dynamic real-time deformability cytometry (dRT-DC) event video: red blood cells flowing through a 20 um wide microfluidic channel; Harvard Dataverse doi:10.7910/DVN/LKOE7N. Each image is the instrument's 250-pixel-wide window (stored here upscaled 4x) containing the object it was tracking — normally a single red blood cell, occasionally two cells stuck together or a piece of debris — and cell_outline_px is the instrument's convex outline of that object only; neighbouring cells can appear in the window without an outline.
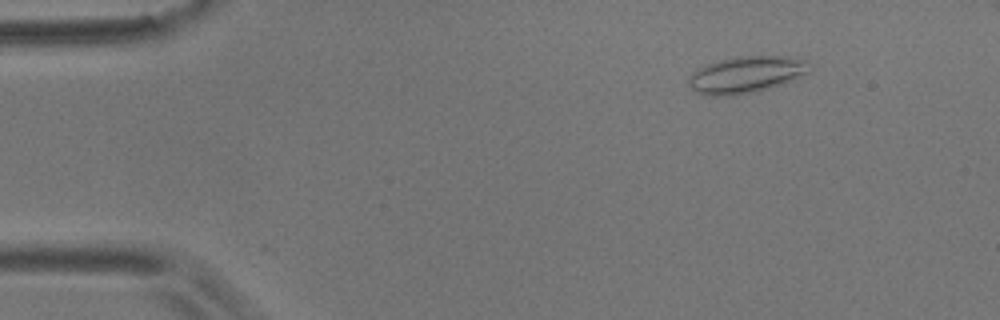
{"species": "common noctule bat (a hibernating species)", "species_latin": "Nyctalus noctula", "temperature_condition": "room temperature", "stored_images_in_passage": 33, "camera_frame_rate_fps": 3000, "um_per_image_px": 0.085, "animal": {"sex": "male", "body_mass_g": 17.9}, "frame": {"image": 1, "passage_image": 3, "time_ms": 0.667, "image_size_px": [1000, 320], "cell_outline_px": [[812, 68], [808, 72], [776, 84], [752, 92], [736, 96], [704, 96], [688, 88], [688, 80], [692, 72], [696, 68], [704, 64], [736, 56], [780, 56], [808, 60]], "centroid_in_image_um": [63.3, 6.34], "position_along_channel_um": 21.7, "area_um2": 25.72}}
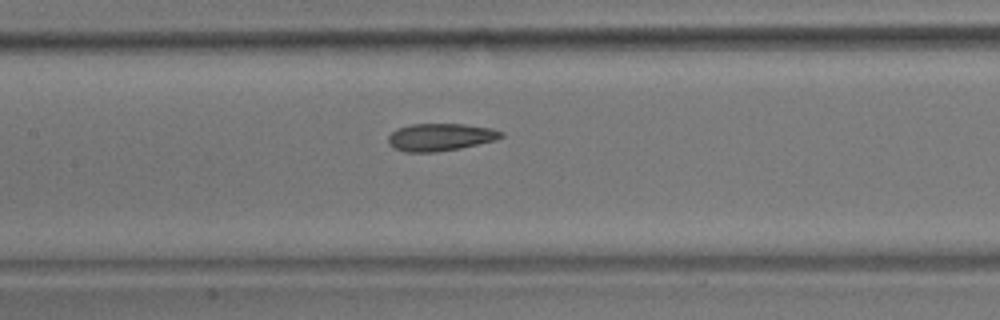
{"frame": {"image": 2, "passage_image": 22, "time_ms": 7.0, "image_size_px": [1000, 320], "cell_outline_px": [[504, 136], [496, 140], [460, 148], [436, 152], [404, 152], [392, 148], [388, 144], [388, 136], [396, 128], [412, 124], [464, 124], [492, 128], [504, 132]], "centroid_in_image_um": [37.41, 11.66], "position_along_channel_um": 170.0, "area_um2": 18.26}}
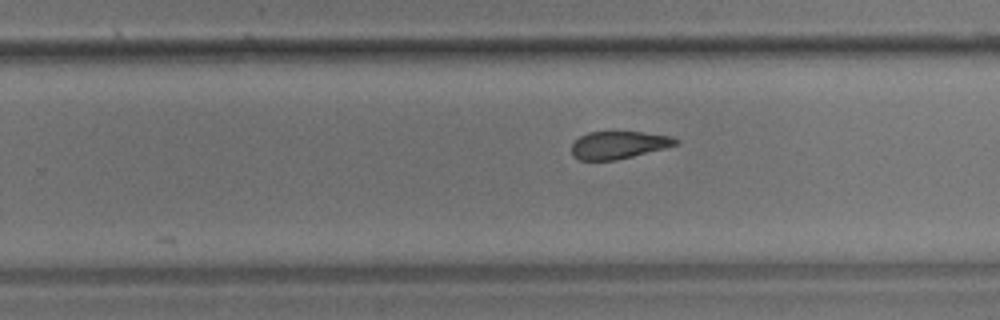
{"frame": {"image": 3, "passage_image": 31, "time_ms": 10.0, "image_size_px": [1000, 320], "cell_outline_px": [[680, 144], [616, 160], [580, 160], [572, 156], [572, 144], [580, 136], [588, 132], [644, 132], [672, 136], [680, 140]], "centroid_in_image_um": [52.61, 12.31], "position_along_channel_um": 277.2, "area_um2": 16.7}}